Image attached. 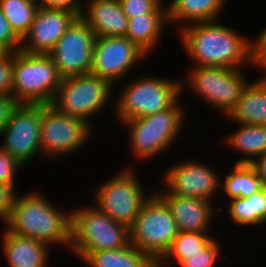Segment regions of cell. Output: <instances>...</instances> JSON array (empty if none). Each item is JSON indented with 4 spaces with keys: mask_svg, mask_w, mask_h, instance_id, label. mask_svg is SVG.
<instances>
[{
    "mask_svg": "<svg viewBox=\"0 0 266 267\" xmlns=\"http://www.w3.org/2000/svg\"><path fill=\"white\" fill-rule=\"evenodd\" d=\"M220 23L218 20L196 22L176 31L191 66L250 69L251 38Z\"/></svg>",
    "mask_w": 266,
    "mask_h": 267,
    "instance_id": "1",
    "label": "cell"
},
{
    "mask_svg": "<svg viewBox=\"0 0 266 267\" xmlns=\"http://www.w3.org/2000/svg\"><path fill=\"white\" fill-rule=\"evenodd\" d=\"M26 194V195H25ZM17 194L5 228L15 235L28 237L52 245L70 249L71 211L58 208L40 191Z\"/></svg>",
    "mask_w": 266,
    "mask_h": 267,
    "instance_id": "2",
    "label": "cell"
},
{
    "mask_svg": "<svg viewBox=\"0 0 266 267\" xmlns=\"http://www.w3.org/2000/svg\"><path fill=\"white\" fill-rule=\"evenodd\" d=\"M180 99L164 111L120 123L128 129L129 148L137 164L166 154L182 135L183 126L187 125V112Z\"/></svg>",
    "mask_w": 266,
    "mask_h": 267,
    "instance_id": "3",
    "label": "cell"
},
{
    "mask_svg": "<svg viewBox=\"0 0 266 267\" xmlns=\"http://www.w3.org/2000/svg\"><path fill=\"white\" fill-rule=\"evenodd\" d=\"M151 76L144 73V76L123 81L125 83L111 105L119 123L164 111L182 96L181 80Z\"/></svg>",
    "mask_w": 266,
    "mask_h": 267,
    "instance_id": "4",
    "label": "cell"
},
{
    "mask_svg": "<svg viewBox=\"0 0 266 267\" xmlns=\"http://www.w3.org/2000/svg\"><path fill=\"white\" fill-rule=\"evenodd\" d=\"M243 69L210 66H190L186 79L181 80L182 94L185 89L199 101L226 117L250 83ZM184 90V91H183Z\"/></svg>",
    "mask_w": 266,
    "mask_h": 267,
    "instance_id": "5",
    "label": "cell"
},
{
    "mask_svg": "<svg viewBox=\"0 0 266 267\" xmlns=\"http://www.w3.org/2000/svg\"><path fill=\"white\" fill-rule=\"evenodd\" d=\"M71 209L70 249L78 259L99 250L121 249L130 244L129 227L115 222L94 204Z\"/></svg>",
    "mask_w": 266,
    "mask_h": 267,
    "instance_id": "6",
    "label": "cell"
},
{
    "mask_svg": "<svg viewBox=\"0 0 266 267\" xmlns=\"http://www.w3.org/2000/svg\"><path fill=\"white\" fill-rule=\"evenodd\" d=\"M61 80L48 54L15 52L12 98L17 104H51Z\"/></svg>",
    "mask_w": 266,
    "mask_h": 267,
    "instance_id": "7",
    "label": "cell"
},
{
    "mask_svg": "<svg viewBox=\"0 0 266 267\" xmlns=\"http://www.w3.org/2000/svg\"><path fill=\"white\" fill-rule=\"evenodd\" d=\"M114 90L109 81L91 73L67 77L61 80L50 105L60 113L79 117L93 126L92 118L114 101Z\"/></svg>",
    "mask_w": 266,
    "mask_h": 267,
    "instance_id": "8",
    "label": "cell"
},
{
    "mask_svg": "<svg viewBox=\"0 0 266 267\" xmlns=\"http://www.w3.org/2000/svg\"><path fill=\"white\" fill-rule=\"evenodd\" d=\"M130 167L119 169V172L96 186L92 198L98 209L127 227L132 225L142 205L154 192L144 191V184L135 170L137 168Z\"/></svg>",
    "mask_w": 266,
    "mask_h": 267,
    "instance_id": "9",
    "label": "cell"
},
{
    "mask_svg": "<svg viewBox=\"0 0 266 267\" xmlns=\"http://www.w3.org/2000/svg\"><path fill=\"white\" fill-rule=\"evenodd\" d=\"M178 232L170 209L155 192L144 202L129 227L130 243L156 264L169 250Z\"/></svg>",
    "mask_w": 266,
    "mask_h": 267,
    "instance_id": "10",
    "label": "cell"
},
{
    "mask_svg": "<svg viewBox=\"0 0 266 267\" xmlns=\"http://www.w3.org/2000/svg\"><path fill=\"white\" fill-rule=\"evenodd\" d=\"M85 120L60 113L50 104H42L40 120V142L42 157L52 160L61 159L65 155L76 154L96 133ZM95 130V131H94ZM87 142V143H86Z\"/></svg>",
    "mask_w": 266,
    "mask_h": 267,
    "instance_id": "11",
    "label": "cell"
},
{
    "mask_svg": "<svg viewBox=\"0 0 266 267\" xmlns=\"http://www.w3.org/2000/svg\"><path fill=\"white\" fill-rule=\"evenodd\" d=\"M42 104H16L0 133V148L24 166L42 156L40 120Z\"/></svg>",
    "mask_w": 266,
    "mask_h": 267,
    "instance_id": "12",
    "label": "cell"
},
{
    "mask_svg": "<svg viewBox=\"0 0 266 267\" xmlns=\"http://www.w3.org/2000/svg\"><path fill=\"white\" fill-rule=\"evenodd\" d=\"M147 57L146 53L125 36H99L96 37L93 47L90 73L109 81L116 88Z\"/></svg>",
    "mask_w": 266,
    "mask_h": 267,
    "instance_id": "13",
    "label": "cell"
},
{
    "mask_svg": "<svg viewBox=\"0 0 266 267\" xmlns=\"http://www.w3.org/2000/svg\"><path fill=\"white\" fill-rule=\"evenodd\" d=\"M96 34L78 16L48 53L63 79L90 73Z\"/></svg>",
    "mask_w": 266,
    "mask_h": 267,
    "instance_id": "14",
    "label": "cell"
},
{
    "mask_svg": "<svg viewBox=\"0 0 266 267\" xmlns=\"http://www.w3.org/2000/svg\"><path fill=\"white\" fill-rule=\"evenodd\" d=\"M182 160L172 163L163 176V188L170 194L206 199L212 203L220 195L221 174L206 162ZM206 164V165H205ZM219 175V176H218Z\"/></svg>",
    "mask_w": 266,
    "mask_h": 267,
    "instance_id": "15",
    "label": "cell"
},
{
    "mask_svg": "<svg viewBox=\"0 0 266 267\" xmlns=\"http://www.w3.org/2000/svg\"><path fill=\"white\" fill-rule=\"evenodd\" d=\"M78 17L68 10L38 7L20 50L28 54H48Z\"/></svg>",
    "mask_w": 266,
    "mask_h": 267,
    "instance_id": "16",
    "label": "cell"
},
{
    "mask_svg": "<svg viewBox=\"0 0 266 267\" xmlns=\"http://www.w3.org/2000/svg\"><path fill=\"white\" fill-rule=\"evenodd\" d=\"M161 187V190L158 188L152 190H155L154 192L170 209L179 232H213L210 228L214 226V216L218 212L215 206L220 205L222 208L221 204L206 199L177 196Z\"/></svg>",
    "mask_w": 266,
    "mask_h": 267,
    "instance_id": "17",
    "label": "cell"
},
{
    "mask_svg": "<svg viewBox=\"0 0 266 267\" xmlns=\"http://www.w3.org/2000/svg\"><path fill=\"white\" fill-rule=\"evenodd\" d=\"M80 17L97 37H120L127 32L129 18L119 0H83Z\"/></svg>",
    "mask_w": 266,
    "mask_h": 267,
    "instance_id": "18",
    "label": "cell"
},
{
    "mask_svg": "<svg viewBox=\"0 0 266 267\" xmlns=\"http://www.w3.org/2000/svg\"><path fill=\"white\" fill-rule=\"evenodd\" d=\"M1 247L8 267H46L51 253L48 245L15 235L6 228L1 234Z\"/></svg>",
    "mask_w": 266,
    "mask_h": 267,
    "instance_id": "19",
    "label": "cell"
},
{
    "mask_svg": "<svg viewBox=\"0 0 266 267\" xmlns=\"http://www.w3.org/2000/svg\"><path fill=\"white\" fill-rule=\"evenodd\" d=\"M227 1L170 0L167 4L169 27L178 25V31L191 23L219 20Z\"/></svg>",
    "mask_w": 266,
    "mask_h": 267,
    "instance_id": "20",
    "label": "cell"
},
{
    "mask_svg": "<svg viewBox=\"0 0 266 267\" xmlns=\"http://www.w3.org/2000/svg\"><path fill=\"white\" fill-rule=\"evenodd\" d=\"M226 118L234 124L266 125V76L250 81Z\"/></svg>",
    "mask_w": 266,
    "mask_h": 267,
    "instance_id": "21",
    "label": "cell"
},
{
    "mask_svg": "<svg viewBox=\"0 0 266 267\" xmlns=\"http://www.w3.org/2000/svg\"><path fill=\"white\" fill-rule=\"evenodd\" d=\"M236 125L238 128L225 135L222 144L242 156L235 160V164H251L257 157L266 153V125Z\"/></svg>",
    "mask_w": 266,
    "mask_h": 267,
    "instance_id": "22",
    "label": "cell"
},
{
    "mask_svg": "<svg viewBox=\"0 0 266 267\" xmlns=\"http://www.w3.org/2000/svg\"><path fill=\"white\" fill-rule=\"evenodd\" d=\"M168 26V13H144L129 18L125 37L149 55L162 43Z\"/></svg>",
    "mask_w": 266,
    "mask_h": 267,
    "instance_id": "23",
    "label": "cell"
},
{
    "mask_svg": "<svg viewBox=\"0 0 266 267\" xmlns=\"http://www.w3.org/2000/svg\"><path fill=\"white\" fill-rule=\"evenodd\" d=\"M87 267H157V264L131 243L121 249L87 253L82 259Z\"/></svg>",
    "mask_w": 266,
    "mask_h": 267,
    "instance_id": "24",
    "label": "cell"
},
{
    "mask_svg": "<svg viewBox=\"0 0 266 267\" xmlns=\"http://www.w3.org/2000/svg\"><path fill=\"white\" fill-rule=\"evenodd\" d=\"M261 188V179L251 164L234 163L229 172L220 178V194H225L227 200L248 198Z\"/></svg>",
    "mask_w": 266,
    "mask_h": 267,
    "instance_id": "25",
    "label": "cell"
},
{
    "mask_svg": "<svg viewBox=\"0 0 266 267\" xmlns=\"http://www.w3.org/2000/svg\"><path fill=\"white\" fill-rule=\"evenodd\" d=\"M211 233L212 232H178L169 250L157 263V267L179 266L185 259L198 253L215 237V235L213 236Z\"/></svg>",
    "mask_w": 266,
    "mask_h": 267,
    "instance_id": "26",
    "label": "cell"
},
{
    "mask_svg": "<svg viewBox=\"0 0 266 267\" xmlns=\"http://www.w3.org/2000/svg\"><path fill=\"white\" fill-rule=\"evenodd\" d=\"M37 9L36 0H0V10L21 40L29 32Z\"/></svg>",
    "mask_w": 266,
    "mask_h": 267,
    "instance_id": "27",
    "label": "cell"
},
{
    "mask_svg": "<svg viewBox=\"0 0 266 267\" xmlns=\"http://www.w3.org/2000/svg\"><path fill=\"white\" fill-rule=\"evenodd\" d=\"M217 240V237L213 238L204 248H202L198 253L190 256L188 259H185L177 267H215L219 261L218 258L221 256V244Z\"/></svg>",
    "mask_w": 266,
    "mask_h": 267,
    "instance_id": "28",
    "label": "cell"
},
{
    "mask_svg": "<svg viewBox=\"0 0 266 267\" xmlns=\"http://www.w3.org/2000/svg\"><path fill=\"white\" fill-rule=\"evenodd\" d=\"M119 3L128 18L144 13H168L167 4L161 0H119Z\"/></svg>",
    "mask_w": 266,
    "mask_h": 267,
    "instance_id": "29",
    "label": "cell"
},
{
    "mask_svg": "<svg viewBox=\"0 0 266 267\" xmlns=\"http://www.w3.org/2000/svg\"><path fill=\"white\" fill-rule=\"evenodd\" d=\"M229 201V203H228ZM225 204L227 205V219L234 223V225L239 227H251V207H250V197L248 198H235L228 200Z\"/></svg>",
    "mask_w": 266,
    "mask_h": 267,
    "instance_id": "30",
    "label": "cell"
},
{
    "mask_svg": "<svg viewBox=\"0 0 266 267\" xmlns=\"http://www.w3.org/2000/svg\"><path fill=\"white\" fill-rule=\"evenodd\" d=\"M251 40V67L261 71L258 76H266V28Z\"/></svg>",
    "mask_w": 266,
    "mask_h": 267,
    "instance_id": "31",
    "label": "cell"
},
{
    "mask_svg": "<svg viewBox=\"0 0 266 267\" xmlns=\"http://www.w3.org/2000/svg\"><path fill=\"white\" fill-rule=\"evenodd\" d=\"M24 167L16 158L0 148V183L16 186L15 176Z\"/></svg>",
    "mask_w": 266,
    "mask_h": 267,
    "instance_id": "32",
    "label": "cell"
},
{
    "mask_svg": "<svg viewBox=\"0 0 266 267\" xmlns=\"http://www.w3.org/2000/svg\"><path fill=\"white\" fill-rule=\"evenodd\" d=\"M15 52H8L0 59V95L12 97Z\"/></svg>",
    "mask_w": 266,
    "mask_h": 267,
    "instance_id": "33",
    "label": "cell"
},
{
    "mask_svg": "<svg viewBox=\"0 0 266 267\" xmlns=\"http://www.w3.org/2000/svg\"><path fill=\"white\" fill-rule=\"evenodd\" d=\"M251 227L266 224V187L250 196Z\"/></svg>",
    "mask_w": 266,
    "mask_h": 267,
    "instance_id": "34",
    "label": "cell"
},
{
    "mask_svg": "<svg viewBox=\"0 0 266 267\" xmlns=\"http://www.w3.org/2000/svg\"><path fill=\"white\" fill-rule=\"evenodd\" d=\"M0 45L3 46L8 52H17L21 48V39L14 33L1 10Z\"/></svg>",
    "mask_w": 266,
    "mask_h": 267,
    "instance_id": "35",
    "label": "cell"
},
{
    "mask_svg": "<svg viewBox=\"0 0 266 267\" xmlns=\"http://www.w3.org/2000/svg\"><path fill=\"white\" fill-rule=\"evenodd\" d=\"M17 192L16 186L0 183V220L3 224L7 222L11 215L12 206L18 194Z\"/></svg>",
    "mask_w": 266,
    "mask_h": 267,
    "instance_id": "36",
    "label": "cell"
},
{
    "mask_svg": "<svg viewBox=\"0 0 266 267\" xmlns=\"http://www.w3.org/2000/svg\"><path fill=\"white\" fill-rule=\"evenodd\" d=\"M38 7L68 10L81 15L83 0H36Z\"/></svg>",
    "mask_w": 266,
    "mask_h": 267,
    "instance_id": "37",
    "label": "cell"
},
{
    "mask_svg": "<svg viewBox=\"0 0 266 267\" xmlns=\"http://www.w3.org/2000/svg\"><path fill=\"white\" fill-rule=\"evenodd\" d=\"M16 104L12 97L0 95V133L6 126L10 112Z\"/></svg>",
    "mask_w": 266,
    "mask_h": 267,
    "instance_id": "38",
    "label": "cell"
},
{
    "mask_svg": "<svg viewBox=\"0 0 266 267\" xmlns=\"http://www.w3.org/2000/svg\"><path fill=\"white\" fill-rule=\"evenodd\" d=\"M251 165L256 169L263 187H266V153L257 157Z\"/></svg>",
    "mask_w": 266,
    "mask_h": 267,
    "instance_id": "39",
    "label": "cell"
},
{
    "mask_svg": "<svg viewBox=\"0 0 266 267\" xmlns=\"http://www.w3.org/2000/svg\"><path fill=\"white\" fill-rule=\"evenodd\" d=\"M7 53L8 51L3 46L0 45V59L4 57Z\"/></svg>",
    "mask_w": 266,
    "mask_h": 267,
    "instance_id": "40",
    "label": "cell"
}]
</instances>
